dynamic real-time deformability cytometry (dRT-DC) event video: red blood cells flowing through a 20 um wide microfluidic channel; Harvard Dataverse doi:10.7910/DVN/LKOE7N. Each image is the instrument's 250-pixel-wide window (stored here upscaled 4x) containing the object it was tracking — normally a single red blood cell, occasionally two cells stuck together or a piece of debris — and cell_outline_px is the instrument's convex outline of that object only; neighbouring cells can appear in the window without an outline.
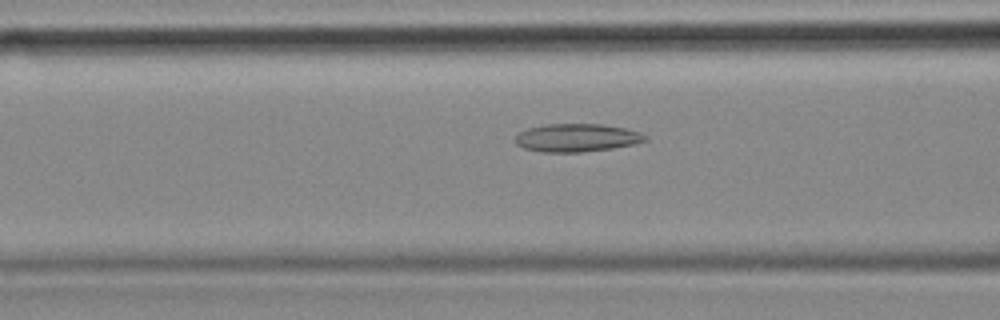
{"species": "common noctule bat (a hibernating species)", "species_latin": "Nyctalus noctula", "temperature_condition": "cold", "stored_images_in_passage": 52, "camera_frame_rate_fps": 3000, "um_per_image_px": 0.085, "animal": {"sex": "female", "body_mass_g": 18.4}, "frame": {"image": 1, "passage_image": 18, "time_ms": 5.667, "image_size_px": [1000, 320], "cell_outline_px": [[648, 140], [636, 144], [612, 148], [584, 152], [540, 152], [524, 148], [516, 144], [516, 136], [520, 132], [528, 128], [544, 124], [604, 124], [624, 128], [640, 132], [648, 136]], "centroid_in_image_um": [49.06, 11.71], "position_along_channel_um": 117.5, "area_um2": 21.39}}
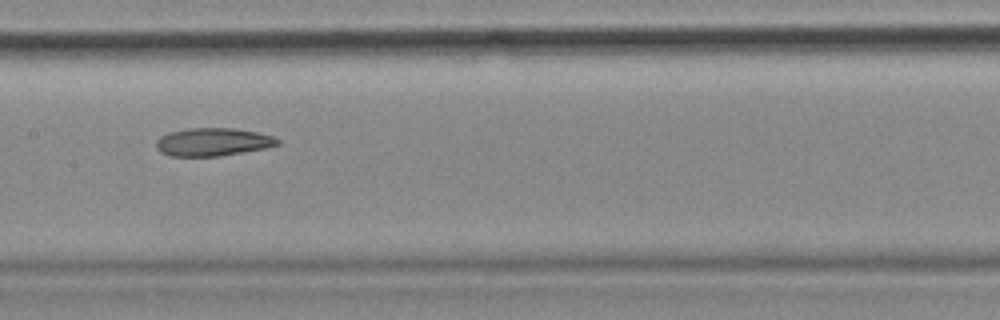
{"frame": {"image": 2, "passage_image": 24, "time_ms": 7.667, "image_size_px": [1000, 320], "cell_outline_px": [[280, 144], [264, 148], [216, 156], [172, 156], [160, 152], [156, 148], [156, 140], [160, 136], [168, 132], [188, 128], [232, 128], [256, 132], [272, 136], [280, 140]], "centroid_in_image_um": [18.04, 12.06], "position_along_channel_um": 189.4, "area_um2": 19.65}}
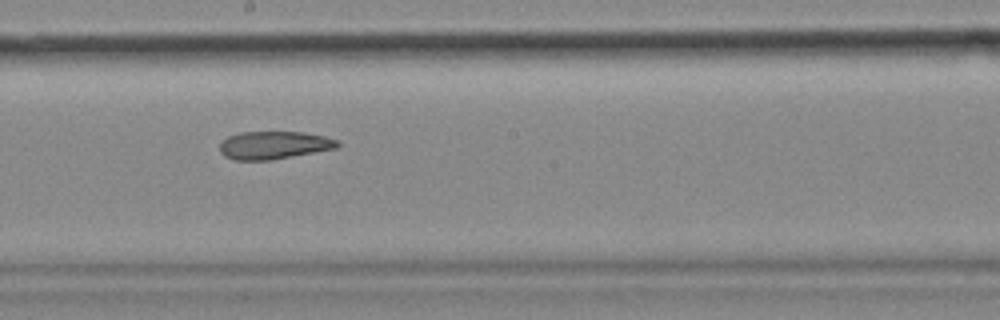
{"frame": {"image": 3, "passage_image": 27, "time_ms": 8.667, "image_size_px": [1000, 320], "cell_outline_px": [[340, 144], [336, 148], [272, 160], [232, 160], [224, 156], [220, 152], [220, 144], [228, 136], [240, 132], [304, 132], [324, 136], [340, 140]], "centroid_in_image_um": [23.28, 12.34], "position_along_channel_um": 224.9, "area_um2": 19.19}, "authors_computed_cell_mechanics": {"area_um2": 21.1259, "velocity_mm_per_s": 3.5926, "shape_relaxation_time_tau1_ms": null, "shape_relaxation_time_tau2_ms": 7.7412, "deformation_change_tau1": null, "deformation_change_tau2": 0.1522}}